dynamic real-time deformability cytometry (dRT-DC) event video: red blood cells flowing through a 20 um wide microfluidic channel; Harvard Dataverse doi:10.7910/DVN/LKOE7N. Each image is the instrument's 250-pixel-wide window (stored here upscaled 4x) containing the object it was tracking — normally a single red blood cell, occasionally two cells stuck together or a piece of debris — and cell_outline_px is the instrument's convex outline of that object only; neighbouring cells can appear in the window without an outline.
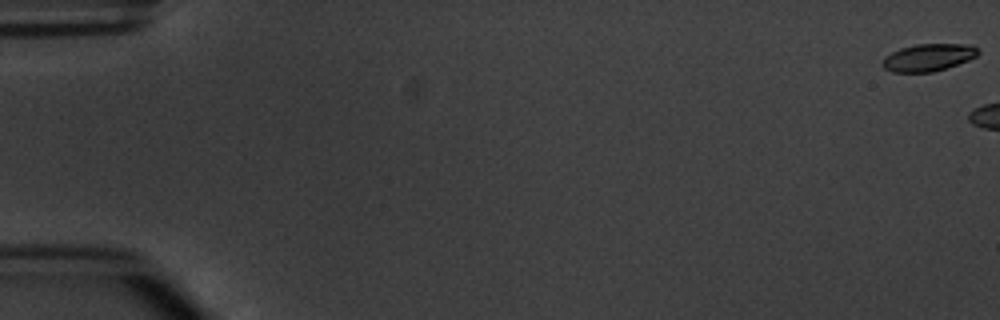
{"species": "common noctule bat (a hibernating species)", "species_latin": "Nyctalus noctula", "temperature_condition": "warm", "stored_images_in_passage": 6, "camera_frame_rate_fps": 3000, "um_per_image_px": 0.085, "animal": {"sex": "male", "body_mass_g": 20.1, "forearm_length_mm": 53.5}, "frame": {"image": 1, "passage_image": 1, "time_ms": 0.0, "image_size_px": [1000, 320], "cell_outline_px": [[980, 52], [976, 56], [968, 60], [932, 72], [892, 72], [884, 68], [880, 64], [884, 56], [900, 48], [916, 44], [972, 44], [980, 48]], "centroid_in_image_um": [78.9, 4.87], "position_along_channel_um": 6.1, "area_um2": 15.32}}
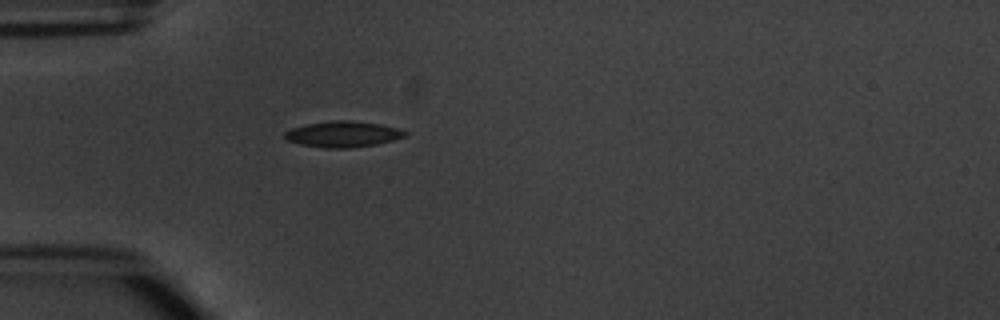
{"frame": {"image": 2, "passage_image": 6, "time_ms": 6.667, "image_size_px": [1000, 320], "cell_outline_px": [[408, 132], [404, 136], [392, 140], [376, 144], [348, 148], [324, 148], [300, 144], [284, 140], [284, 132], [292, 128], [308, 124], [332, 120], [352, 120], [380, 124], [396, 128]], "centroid_in_image_um": [29.1, 11.4], "position_along_channel_um": 55.9, "area_um2": 18.09}}